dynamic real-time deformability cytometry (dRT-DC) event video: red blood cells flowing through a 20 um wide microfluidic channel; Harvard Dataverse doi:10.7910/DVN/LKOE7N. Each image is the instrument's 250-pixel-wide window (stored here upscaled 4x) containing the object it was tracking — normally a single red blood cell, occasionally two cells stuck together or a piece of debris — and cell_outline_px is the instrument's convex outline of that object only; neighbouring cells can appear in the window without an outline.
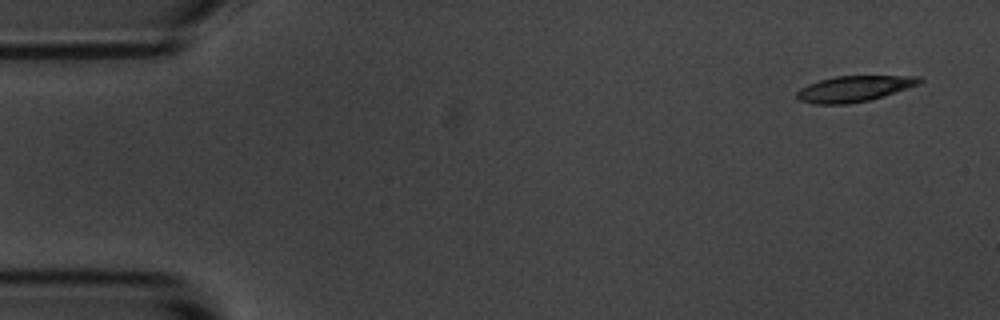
{"species": "common noctule bat (a hibernating species)", "species_latin": "Nyctalus noctula", "temperature_condition": "room temperature", "stored_images_in_passage": 7, "camera_frame_rate_fps": 3000, "um_per_image_px": 0.085, "animal": {"sex": "male", "body_mass_g": 20.1, "forearm_length_mm": 53.5}, "frame": {"image": 1, "passage_image": 1, "time_ms": 0.0, "image_size_px": [1000, 320], "cell_outline_px": [[924, 80], [920, 84], [884, 96], [868, 100], [848, 104], [812, 104], [796, 100], [796, 92], [800, 88], [808, 84], [820, 80], [836, 76], [920, 76]], "centroid_in_image_um": [72.58, 7.55], "position_along_channel_um": 12.4, "area_um2": 18.61}}
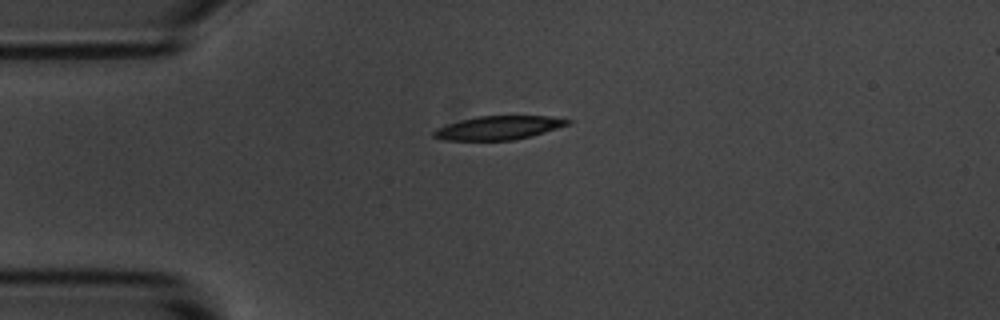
{"frame": {"image": 2, "passage_image": 4, "time_ms": 3.333, "image_size_px": [1000, 320], "cell_outline_px": [[572, 120], [568, 124], [532, 136], [512, 140], [444, 140], [432, 136], [432, 132], [436, 128], [460, 120], [476, 116], [548, 116]], "centroid_in_image_um": [42.33, 10.86], "position_along_channel_um": 42.7, "area_um2": 18.32}}
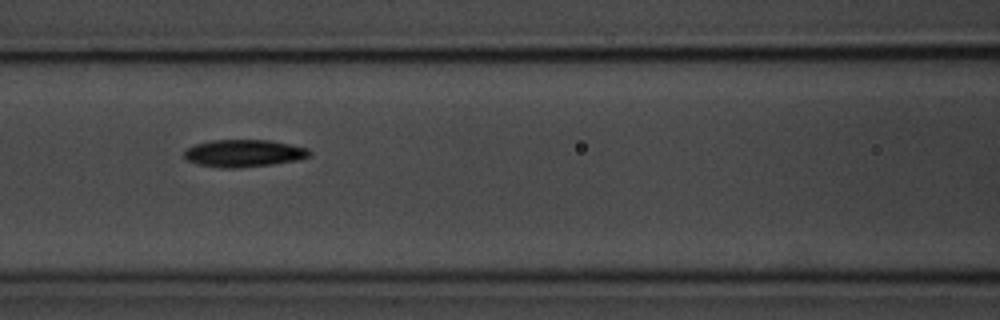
{"frame": {"image": 3, "passage_image": 7, "time_ms": 6.667, "image_size_px": [1000, 320], "cell_outline_px": [[312, 152], [308, 156], [296, 160], [272, 164], [240, 168], [220, 168], [196, 164], [184, 160], [184, 148], [196, 144], [212, 140], [268, 140], [308, 148]], "centroid_in_image_um": [20.65, 13.03], "position_along_channel_um": 146.0, "area_um2": 20.06}}